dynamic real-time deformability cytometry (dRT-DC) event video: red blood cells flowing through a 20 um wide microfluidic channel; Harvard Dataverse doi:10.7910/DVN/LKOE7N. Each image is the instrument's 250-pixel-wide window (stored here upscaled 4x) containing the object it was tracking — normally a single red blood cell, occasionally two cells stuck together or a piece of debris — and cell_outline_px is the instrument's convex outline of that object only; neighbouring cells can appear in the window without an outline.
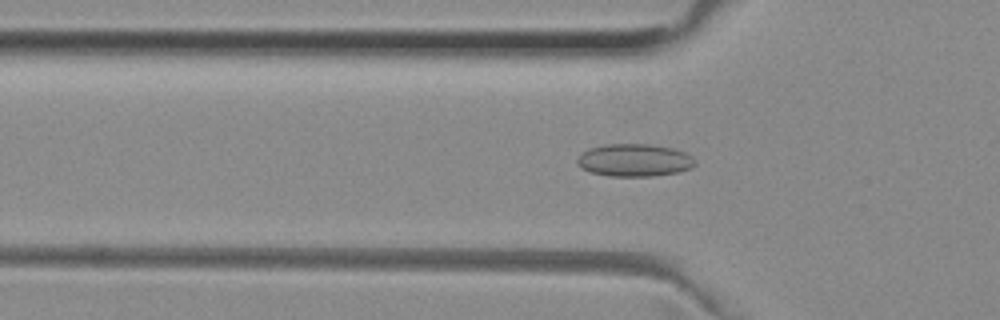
{"species": "common noctule bat (a hibernating species)", "species_latin": "Nyctalus noctula", "temperature_condition": "room temperature", "stored_images_in_passage": 51, "camera_frame_rate_fps": 3000, "um_per_image_px": 0.085, "animal": {"sex": "female", "body_mass_g": 29.2, "forearm_length_mm": 56.3}, "frame": {"image": 1, "passage_image": 17, "time_ms": 5.333, "image_size_px": [1000, 320], "cell_outline_px": [[696, 164], [692, 168], [676, 172], [652, 176], [608, 176], [592, 172], [580, 168], [576, 164], [576, 160], [588, 148], [604, 144], [648, 144], [672, 148], [684, 152], [692, 156], [696, 160]], "centroid_in_image_um": [53.92, 13.61], "position_along_channel_um": 71.9, "area_um2": 22.43}}
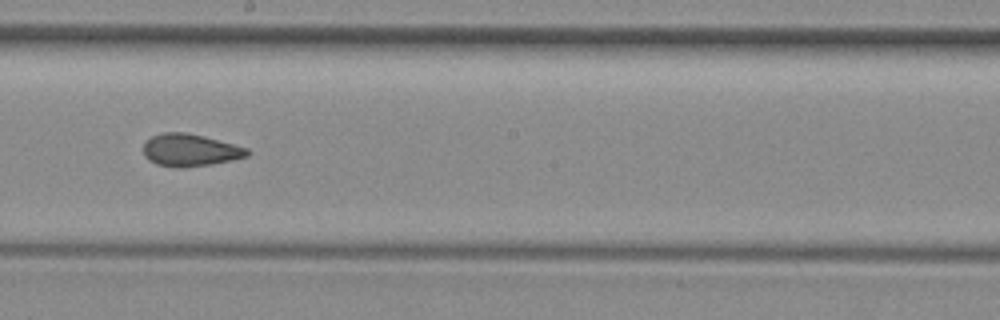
{"frame": {"image": 2, "passage_image": 29, "time_ms": 9.333, "image_size_px": [1000, 320], "cell_outline_px": [[252, 152], [248, 156], [232, 160], [212, 164], [184, 168], [180, 168], [156, 164], [148, 160], [144, 156], [144, 144], [152, 136], [164, 132], [184, 132], [204, 136], [248, 148]], "centroid_in_image_um": [16.18, 12.77], "position_along_channel_um": 232.0, "area_um2": 19.65}}
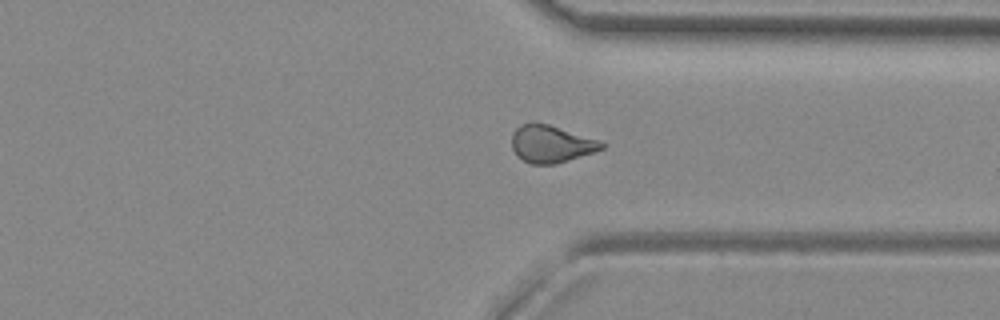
{"frame": {"image": 3, "passage_image": 39, "time_ms": 12.667, "image_size_px": [1000, 320], "cell_outline_px": [[604, 148], [596, 152], [556, 164], [532, 164], [516, 156], [512, 148], [512, 132], [520, 124], [532, 120], [548, 124], [600, 140], [604, 144]], "centroid_in_image_um": [46.82, 12.21], "position_along_channel_um": 364.6, "area_um2": 19.88}, "authors_computed_cell_mechanics": {"area_um2": 19.7676, "velocity_mm_per_s": 3.9908, "shape_relaxation_time_tau1_ms": null, "shape_relaxation_time_tau2_ms": 1.8987, "deformation_change_tau1": null, "deformation_change_tau2": 0.0754}}